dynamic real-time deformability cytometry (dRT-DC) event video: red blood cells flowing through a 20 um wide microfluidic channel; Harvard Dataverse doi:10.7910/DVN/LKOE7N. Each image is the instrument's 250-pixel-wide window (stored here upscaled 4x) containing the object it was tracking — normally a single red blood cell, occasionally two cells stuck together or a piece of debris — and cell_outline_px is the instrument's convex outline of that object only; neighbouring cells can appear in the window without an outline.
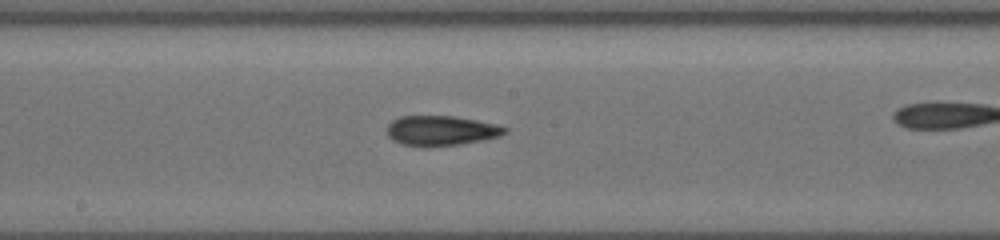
{"species": "common noctule bat (a hibernating species)", "species_latin": "Nyctalus noctula", "temperature_condition": "cold", "stored_images_in_passage": 32, "camera_frame_rate_fps": 3000, "um_per_image_px": 0.085, "animal": {"sex": "female", "body_mass_g": 19.5, "forearm_length_mm": 54.1}, "frame": {"image": 1, "passage_image": 17, "time_ms": 10.333, "image_size_px": [1000, 240], "cell_outline_px": [[508, 128], [500, 136], [480, 140], [456, 144], [424, 148], [400, 144], [392, 140], [388, 136], [388, 124], [392, 120], [400, 116], [452, 116], [476, 120], [496, 124]], "centroid_in_image_um": [37.43, 11.11], "position_along_channel_um": 210.8, "area_um2": 20.52}}
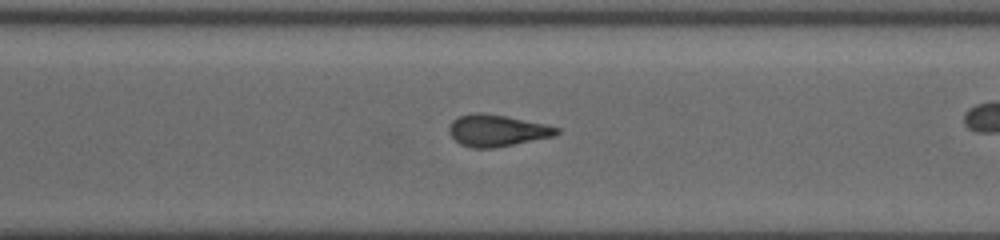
{"frame": {"image": 2, "passage_image": 27, "time_ms": 13.333, "image_size_px": [1000, 240], "cell_outline_px": [[560, 132], [556, 136], [492, 148], [472, 148], [460, 144], [452, 136], [448, 128], [452, 120], [460, 116], [472, 112], [484, 112], [508, 116], [544, 124], [560, 128]], "centroid_in_image_um": [42.25, 11.08], "position_along_channel_um": 328.4, "area_um2": 19.94}}